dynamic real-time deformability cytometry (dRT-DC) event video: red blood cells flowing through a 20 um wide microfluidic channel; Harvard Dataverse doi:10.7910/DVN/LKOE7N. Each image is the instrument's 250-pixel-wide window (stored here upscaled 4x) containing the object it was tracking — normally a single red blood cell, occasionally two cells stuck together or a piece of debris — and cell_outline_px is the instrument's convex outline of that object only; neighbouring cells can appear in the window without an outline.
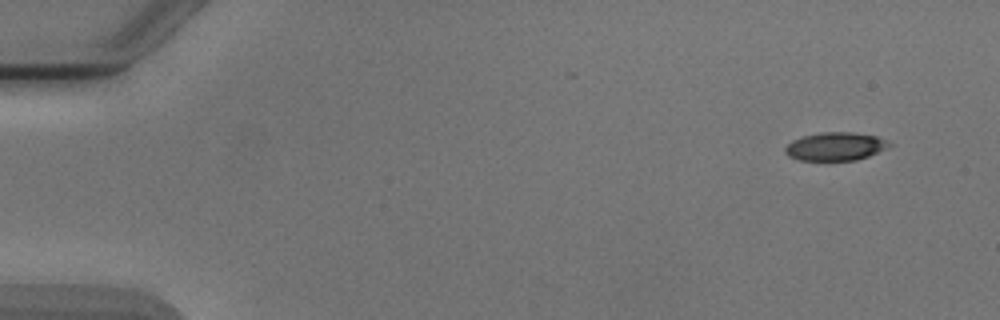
{"species": "Egyptian fruit bat (a non-hibernating species)", "species_latin": "Rousettus aegyptiacus", "temperature_condition": "cold", "stored_images_in_passage": 4, "camera_frame_rate_fps": 3000, "um_per_image_px": 0.085, "animal": {"sex": "male"}, "frame": {"image": 1, "passage_image": 1, "time_ms": 0.0, "image_size_px": [1000, 320], "cell_outline_px": [[892, 144], [868, 156], [856, 160], [800, 160], [788, 156], [784, 152], [784, 148], [792, 140], [804, 136], [820, 132], [852, 132], [876, 136]], "centroid_in_image_um": [70.95, 12.44], "position_along_channel_um": 14.1, "area_um2": 16.88}}